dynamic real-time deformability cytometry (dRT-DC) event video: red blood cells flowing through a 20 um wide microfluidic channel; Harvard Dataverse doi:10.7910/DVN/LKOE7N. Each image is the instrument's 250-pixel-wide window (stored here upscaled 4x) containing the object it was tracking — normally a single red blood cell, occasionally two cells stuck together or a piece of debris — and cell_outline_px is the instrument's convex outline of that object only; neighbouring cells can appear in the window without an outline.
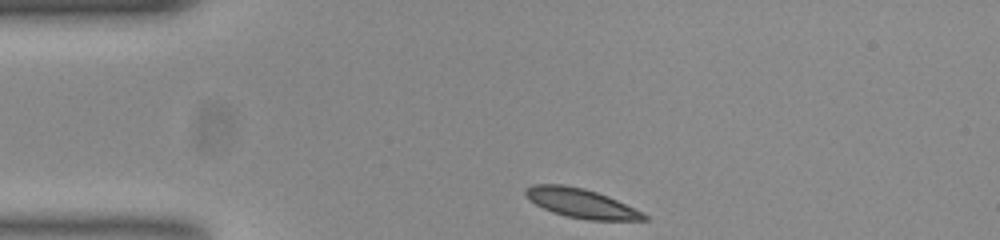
{"species": "common noctule bat (a hibernating species)", "species_latin": "Nyctalus noctula", "temperature_condition": "room temperature", "stored_images_in_passage": 34, "camera_frame_rate_fps": 3000, "um_per_image_px": 0.085, "animal": {"sex": "female", "body_mass_g": 23.0, "forearm_length_mm": 53.4}, "frame": {"image": 1, "passage_image": 1, "time_ms": 0.0, "image_size_px": [1000, 240], "cell_outline_px": [[648, 220], [588, 220], [568, 216], [552, 212], [528, 200], [524, 192], [532, 184], [564, 184], [584, 188], [608, 196], [644, 212], [648, 216]], "centroid_in_image_um": [49.42, 17.27], "position_along_channel_um": 35.6, "area_um2": 20.17}}
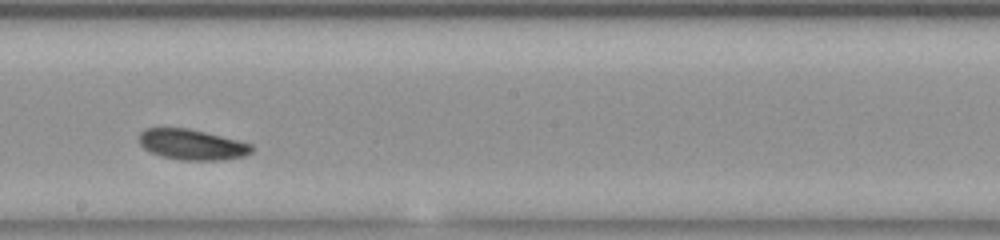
{"frame": {"image": 2, "passage_image": 20, "time_ms": 6.333, "image_size_px": [1000, 240], "cell_outline_px": [[256, 148], [252, 152], [244, 156], [224, 160], [180, 160], [160, 156], [144, 148], [140, 144], [140, 132], [144, 128], [188, 128], [252, 144]], "centroid_in_image_um": [16.34, 12.3], "position_along_channel_um": 231.9, "area_um2": 20.0}}
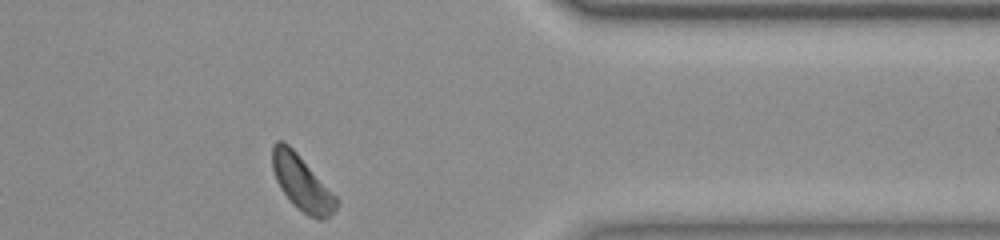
{"frame": {"image": 3, "passage_image": 34, "time_ms": 11.0, "image_size_px": [1000, 240], "cell_outline_px": [[340, 200], [336, 208], [324, 220], [316, 220], [308, 216], [292, 204], [280, 188], [276, 180], [272, 168], [272, 144], [276, 140], [284, 140], [296, 152]], "centroid_in_image_um": [25.64, 15.56], "position_along_channel_um": 385.8, "area_um2": 20.58}, "authors_computed_cell_mechanics": {"area_um2": 20.2878, "velocity_mm_per_s": 3.6893, "shape_relaxation_time_tau1_ms": 7.1582, "shape_relaxation_time_tau2_ms": null, "deformation_change_tau1": 0.14, "deformation_change_tau2": null}}